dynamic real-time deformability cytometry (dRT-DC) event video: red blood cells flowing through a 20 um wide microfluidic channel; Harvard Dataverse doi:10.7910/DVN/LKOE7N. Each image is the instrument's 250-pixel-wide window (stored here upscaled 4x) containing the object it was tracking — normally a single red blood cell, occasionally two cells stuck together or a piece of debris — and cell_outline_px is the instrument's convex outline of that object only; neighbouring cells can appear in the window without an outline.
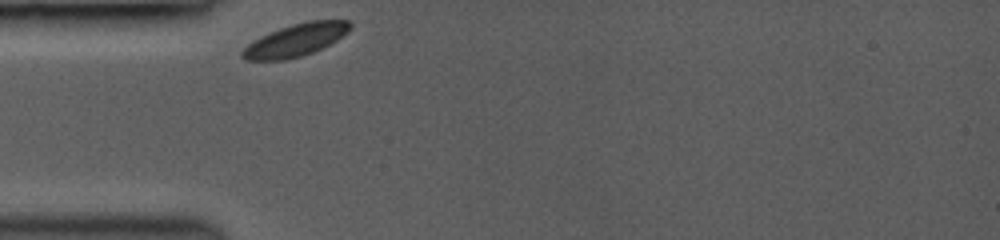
{"species": "common noctule bat (a hibernating species)", "species_latin": "Nyctalus noctula", "temperature_condition": "room temperature", "stored_images_in_passage": 31, "camera_frame_rate_fps": 3000, "um_per_image_px": 0.085, "animal": {"sex": "female", "body_mass_g": 19.0, "forearm_length_mm": 53.3}, "frame": {"image": 1, "passage_image": 1, "time_ms": 0.0, "image_size_px": [1000, 240], "cell_outline_px": [[352, 28], [348, 32], [336, 40], [312, 52], [300, 56], [284, 60], [244, 60], [240, 56], [240, 52], [248, 44], [260, 36], [280, 28], [292, 24], [308, 20], [352, 20]], "centroid_in_image_um": [25.13, 3.39], "position_along_channel_um": 59.9, "area_um2": 20.35}}
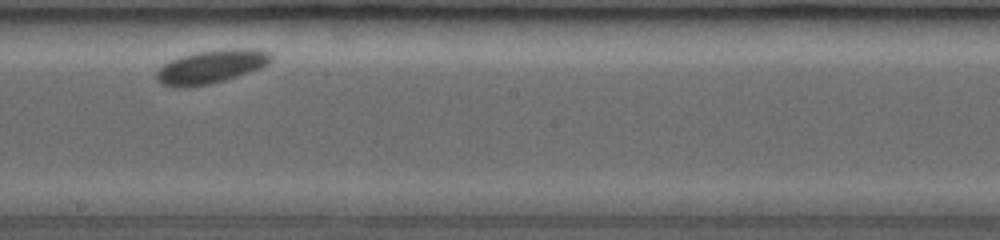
{"frame": {"image": 2, "passage_image": 17, "time_ms": 4.667, "image_size_px": [1000, 240], "cell_outline_px": [[272, 60], [268, 64], [260, 68], [212, 84], [188, 88], [172, 88], [160, 84], [156, 80], [156, 72], [164, 64], [180, 56], [196, 52], [228, 48], [248, 48], [268, 52], [272, 56]], "centroid_in_image_um": [17.9, 5.69], "position_along_channel_um": 230.3, "area_um2": 22.48}}
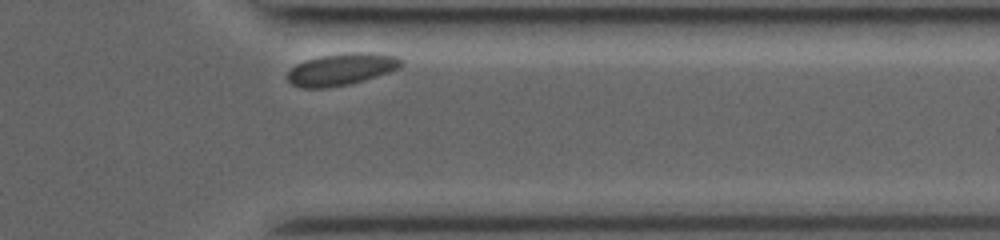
{"frame": {"image": 3, "passage_image": 31, "time_ms": 8.667, "image_size_px": [1000, 240], "cell_outline_px": [[404, 64], [400, 68], [364, 80], [348, 84], [328, 88], [300, 88], [292, 84], [288, 80], [288, 72], [296, 64], [304, 60], [320, 56], [344, 52], [372, 52], [396, 56], [404, 60]], "centroid_in_image_um": [29.04, 5.87], "position_along_channel_um": 382.4, "area_um2": 21.39}}